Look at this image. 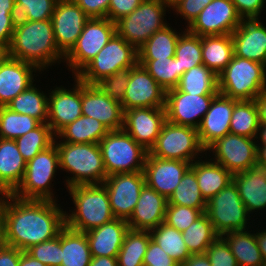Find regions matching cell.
<instances>
[{"mask_svg":"<svg viewBox=\"0 0 266 266\" xmlns=\"http://www.w3.org/2000/svg\"><path fill=\"white\" fill-rule=\"evenodd\" d=\"M59 201L1 199L5 245L26 251L58 236L65 226V211Z\"/></svg>","mask_w":266,"mask_h":266,"instance_id":"obj_1","label":"cell"},{"mask_svg":"<svg viewBox=\"0 0 266 266\" xmlns=\"http://www.w3.org/2000/svg\"><path fill=\"white\" fill-rule=\"evenodd\" d=\"M9 55L45 71L64 61L54 38L51 20H17L9 45Z\"/></svg>","mask_w":266,"mask_h":266,"instance_id":"obj_2","label":"cell"},{"mask_svg":"<svg viewBox=\"0 0 266 266\" xmlns=\"http://www.w3.org/2000/svg\"><path fill=\"white\" fill-rule=\"evenodd\" d=\"M54 143L59 153L60 170L66 171L71 176L65 179L67 188L103 184L107 174L99 144L66 143L60 142L56 137Z\"/></svg>","mask_w":266,"mask_h":266,"instance_id":"obj_3","label":"cell"},{"mask_svg":"<svg viewBox=\"0 0 266 266\" xmlns=\"http://www.w3.org/2000/svg\"><path fill=\"white\" fill-rule=\"evenodd\" d=\"M66 189L75 206L70 213L65 212L67 227L86 233L115 218L104 184L77 185Z\"/></svg>","mask_w":266,"mask_h":266,"instance_id":"obj_4","label":"cell"},{"mask_svg":"<svg viewBox=\"0 0 266 266\" xmlns=\"http://www.w3.org/2000/svg\"><path fill=\"white\" fill-rule=\"evenodd\" d=\"M219 93L237 100H255L266 90V66L233 55L218 75Z\"/></svg>","mask_w":266,"mask_h":266,"instance_id":"obj_5","label":"cell"},{"mask_svg":"<svg viewBox=\"0 0 266 266\" xmlns=\"http://www.w3.org/2000/svg\"><path fill=\"white\" fill-rule=\"evenodd\" d=\"M57 169H60L59 153L53 143L27 162L23 180L13 195L21 199L57 201L52 189Z\"/></svg>","mask_w":266,"mask_h":266,"instance_id":"obj_6","label":"cell"},{"mask_svg":"<svg viewBox=\"0 0 266 266\" xmlns=\"http://www.w3.org/2000/svg\"><path fill=\"white\" fill-rule=\"evenodd\" d=\"M137 64L138 50L115 33L76 77L85 84L95 85L103 78L130 69Z\"/></svg>","mask_w":266,"mask_h":266,"instance_id":"obj_7","label":"cell"},{"mask_svg":"<svg viewBox=\"0 0 266 266\" xmlns=\"http://www.w3.org/2000/svg\"><path fill=\"white\" fill-rule=\"evenodd\" d=\"M98 144L107 176L143 171L149 151L124 129L109 131Z\"/></svg>","mask_w":266,"mask_h":266,"instance_id":"obj_8","label":"cell"},{"mask_svg":"<svg viewBox=\"0 0 266 266\" xmlns=\"http://www.w3.org/2000/svg\"><path fill=\"white\" fill-rule=\"evenodd\" d=\"M169 8L166 0H144L115 22L116 33L138 50L155 32L168 25L164 17Z\"/></svg>","mask_w":266,"mask_h":266,"instance_id":"obj_9","label":"cell"},{"mask_svg":"<svg viewBox=\"0 0 266 266\" xmlns=\"http://www.w3.org/2000/svg\"><path fill=\"white\" fill-rule=\"evenodd\" d=\"M149 153L162 159L190 163L203 158L206 154L205 149L200 144L196 128L176 125L167 120L163 123L157 141Z\"/></svg>","mask_w":266,"mask_h":266,"instance_id":"obj_10","label":"cell"},{"mask_svg":"<svg viewBox=\"0 0 266 266\" xmlns=\"http://www.w3.org/2000/svg\"><path fill=\"white\" fill-rule=\"evenodd\" d=\"M205 214L219 236L251 228V216L233 182L207 201Z\"/></svg>","mask_w":266,"mask_h":266,"instance_id":"obj_11","label":"cell"},{"mask_svg":"<svg viewBox=\"0 0 266 266\" xmlns=\"http://www.w3.org/2000/svg\"><path fill=\"white\" fill-rule=\"evenodd\" d=\"M116 33L108 18H90L72 49L64 56L65 66L76 76Z\"/></svg>","mask_w":266,"mask_h":266,"instance_id":"obj_12","label":"cell"},{"mask_svg":"<svg viewBox=\"0 0 266 266\" xmlns=\"http://www.w3.org/2000/svg\"><path fill=\"white\" fill-rule=\"evenodd\" d=\"M212 161L221 164L232 174L257 165L256 139L229 133L212 143L206 150ZM214 157V158H213Z\"/></svg>","mask_w":266,"mask_h":266,"instance_id":"obj_13","label":"cell"},{"mask_svg":"<svg viewBox=\"0 0 266 266\" xmlns=\"http://www.w3.org/2000/svg\"><path fill=\"white\" fill-rule=\"evenodd\" d=\"M103 184L107 189L114 217L128 220L146 184L143 171L113 174L107 176Z\"/></svg>","mask_w":266,"mask_h":266,"instance_id":"obj_14","label":"cell"},{"mask_svg":"<svg viewBox=\"0 0 266 266\" xmlns=\"http://www.w3.org/2000/svg\"><path fill=\"white\" fill-rule=\"evenodd\" d=\"M242 20L232 0H213L186 29L198 36L231 35Z\"/></svg>","mask_w":266,"mask_h":266,"instance_id":"obj_15","label":"cell"},{"mask_svg":"<svg viewBox=\"0 0 266 266\" xmlns=\"http://www.w3.org/2000/svg\"><path fill=\"white\" fill-rule=\"evenodd\" d=\"M215 96L188 94L177 88L168 90L165 98L166 120L197 129Z\"/></svg>","mask_w":266,"mask_h":266,"instance_id":"obj_16","label":"cell"},{"mask_svg":"<svg viewBox=\"0 0 266 266\" xmlns=\"http://www.w3.org/2000/svg\"><path fill=\"white\" fill-rule=\"evenodd\" d=\"M90 18L73 0H57L51 21L59 51L65 56Z\"/></svg>","mask_w":266,"mask_h":266,"instance_id":"obj_17","label":"cell"},{"mask_svg":"<svg viewBox=\"0 0 266 266\" xmlns=\"http://www.w3.org/2000/svg\"><path fill=\"white\" fill-rule=\"evenodd\" d=\"M165 98L166 91L143 66L137 64L130 68L129 83L121 102L123 111L141 107L162 108Z\"/></svg>","mask_w":266,"mask_h":266,"instance_id":"obj_18","label":"cell"},{"mask_svg":"<svg viewBox=\"0 0 266 266\" xmlns=\"http://www.w3.org/2000/svg\"><path fill=\"white\" fill-rule=\"evenodd\" d=\"M74 77L73 88L58 86L48 90L47 124L56 135L62 128L82 116L81 80ZM52 90V91H51Z\"/></svg>","mask_w":266,"mask_h":266,"instance_id":"obj_19","label":"cell"},{"mask_svg":"<svg viewBox=\"0 0 266 266\" xmlns=\"http://www.w3.org/2000/svg\"><path fill=\"white\" fill-rule=\"evenodd\" d=\"M191 164L186 161L154 157L148 152L143 167L145 183L169 199L182 177L191 168Z\"/></svg>","mask_w":266,"mask_h":266,"instance_id":"obj_20","label":"cell"},{"mask_svg":"<svg viewBox=\"0 0 266 266\" xmlns=\"http://www.w3.org/2000/svg\"><path fill=\"white\" fill-rule=\"evenodd\" d=\"M166 110L162 108H131L124 111L123 129L147 151L155 145L163 123Z\"/></svg>","mask_w":266,"mask_h":266,"instance_id":"obj_21","label":"cell"},{"mask_svg":"<svg viewBox=\"0 0 266 266\" xmlns=\"http://www.w3.org/2000/svg\"><path fill=\"white\" fill-rule=\"evenodd\" d=\"M82 115L97 119L110 131L124 126V111L120 102L109 98L96 85L81 81Z\"/></svg>","mask_w":266,"mask_h":266,"instance_id":"obj_22","label":"cell"},{"mask_svg":"<svg viewBox=\"0 0 266 266\" xmlns=\"http://www.w3.org/2000/svg\"><path fill=\"white\" fill-rule=\"evenodd\" d=\"M237 99L218 93L197 128L200 144L206 150L219 138L230 133L231 115Z\"/></svg>","mask_w":266,"mask_h":266,"instance_id":"obj_23","label":"cell"},{"mask_svg":"<svg viewBox=\"0 0 266 266\" xmlns=\"http://www.w3.org/2000/svg\"><path fill=\"white\" fill-rule=\"evenodd\" d=\"M234 55L266 66V26L260 19H243L231 34Z\"/></svg>","mask_w":266,"mask_h":266,"instance_id":"obj_24","label":"cell"},{"mask_svg":"<svg viewBox=\"0 0 266 266\" xmlns=\"http://www.w3.org/2000/svg\"><path fill=\"white\" fill-rule=\"evenodd\" d=\"M36 72L42 74L33 64L12 57L0 64V107L7 106L18 94L34 84Z\"/></svg>","mask_w":266,"mask_h":266,"instance_id":"obj_25","label":"cell"},{"mask_svg":"<svg viewBox=\"0 0 266 266\" xmlns=\"http://www.w3.org/2000/svg\"><path fill=\"white\" fill-rule=\"evenodd\" d=\"M168 199L147 184L141 190L135 209L127 220L131 230L150 231L165 221Z\"/></svg>","mask_w":266,"mask_h":266,"instance_id":"obj_26","label":"cell"},{"mask_svg":"<svg viewBox=\"0 0 266 266\" xmlns=\"http://www.w3.org/2000/svg\"><path fill=\"white\" fill-rule=\"evenodd\" d=\"M127 220L114 218L112 221L86 232L92 257H117L129 230Z\"/></svg>","mask_w":266,"mask_h":266,"instance_id":"obj_27","label":"cell"},{"mask_svg":"<svg viewBox=\"0 0 266 266\" xmlns=\"http://www.w3.org/2000/svg\"><path fill=\"white\" fill-rule=\"evenodd\" d=\"M235 184L248 213L266 209V168L255 165L233 174Z\"/></svg>","mask_w":266,"mask_h":266,"instance_id":"obj_28","label":"cell"},{"mask_svg":"<svg viewBox=\"0 0 266 266\" xmlns=\"http://www.w3.org/2000/svg\"><path fill=\"white\" fill-rule=\"evenodd\" d=\"M205 156V160H195L190 169L196 175L202 196L208 201L232 183L233 174L221 164L207 158V154Z\"/></svg>","mask_w":266,"mask_h":266,"instance_id":"obj_29","label":"cell"},{"mask_svg":"<svg viewBox=\"0 0 266 266\" xmlns=\"http://www.w3.org/2000/svg\"><path fill=\"white\" fill-rule=\"evenodd\" d=\"M202 62L217 76L231 62L234 44L231 35L201 36Z\"/></svg>","mask_w":266,"mask_h":266,"instance_id":"obj_30","label":"cell"},{"mask_svg":"<svg viewBox=\"0 0 266 266\" xmlns=\"http://www.w3.org/2000/svg\"><path fill=\"white\" fill-rule=\"evenodd\" d=\"M228 244L238 266H263L265 263L260 252L255 232L239 230L221 236Z\"/></svg>","mask_w":266,"mask_h":266,"instance_id":"obj_31","label":"cell"},{"mask_svg":"<svg viewBox=\"0 0 266 266\" xmlns=\"http://www.w3.org/2000/svg\"><path fill=\"white\" fill-rule=\"evenodd\" d=\"M109 131L110 130L97 119L82 115L74 122L62 128L56 134V138L61 139L60 142L66 143L98 144Z\"/></svg>","mask_w":266,"mask_h":266,"instance_id":"obj_32","label":"cell"},{"mask_svg":"<svg viewBox=\"0 0 266 266\" xmlns=\"http://www.w3.org/2000/svg\"><path fill=\"white\" fill-rule=\"evenodd\" d=\"M91 258L86 234L65 225L61 229V266H89Z\"/></svg>","mask_w":266,"mask_h":266,"instance_id":"obj_33","label":"cell"},{"mask_svg":"<svg viewBox=\"0 0 266 266\" xmlns=\"http://www.w3.org/2000/svg\"><path fill=\"white\" fill-rule=\"evenodd\" d=\"M26 164L15 140L0 138V177L13 191L23 180Z\"/></svg>","mask_w":266,"mask_h":266,"instance_id":"obj_34","label":"cell"},{"mask_svg":"<svg viewBox=\"0 0 266 266\" xmlns=\"http://www.w3.org/2000/svg\"><path fill=\"white\" fill-rule=\"evenodd\" d=\"M165 26L155 32L139 49L138 60H157L175 57L177 41L184 32Z\"/></svg>","mask_w":266,"mask_h":266,"instance_id":"obj_35","label":"cell"},{"mask_svg":"<svg viewBox=\"0 0 266 266\" xmlns=\"http://www.w3.org/2000/svg\"><path fill=\"white\" fill-rule=\"evenodd\" d=\"M176 88L188 94L217 95L218 76L205 65H197L182 74Z\"/></svg>","mask_w":266,"mask_h":266,"instance_id":"obj_36","label":"cell"},{"mask_svg":"<svg viewBox=\"0 0 266 266\" xmlns=\"http://www.w3.org/2000/svg\"><path fill=\"white\" fill-rule=\"evenodd\" d=\"M35 86L36 83L18 94L7 107L19 114H27L28 116L34 117L41 123H47L48 95Z\"/></svg>","mask_w":266,"mask_h":266,"instance_id":"obj_37","label":"cell"},{"mask_svg":"<svg viewBox=\"0 0 266 266\" xmlns=\"http://www.w3.org/2000/svg\"><path fill=\"white\" fill-rule=\"evenodd\" d=\"M259 116L255 100H237L230 122V133L256 139Z\"/></svg>","mask_w":266,"mask_h":266,"instance_id":"obj_38","label":"cell"},{"mask_svg":"<svg viewBox=\"0 0 266 266\" xmlns=\"http://www.w3.org/2000/svg\"><path fill=\"white\" fill-rule=\"evenodd\" d=\"M149 232L151 239L180 265L191 256L183 240L182 232L176 228L163 222Z\"/></svg>","mask_w":266,"mask_h":266,"instance_id":"obj_39","label":"cell"},{"mask_svg":"<svg viewBox=\"0 0 266 266\" xmlns=\"http://www.w3.org/2000/svg\"><path fill=\"white\" fill-rule=\"evenodd\" d=\"M150 239L149 231L129 229L117 255L118 266H143Z\"/></svg>","mask_w":266,"mask_h":266,"instance_id":"obj_40","label":"cell"},{"mask_svg":"<svg viewBox=\"0 0 266 266\" xmlns=\"http://www.w3.org/2000/svg\"><path fill=\"white\" fill-rule=\"evenodd\" d=\"M182 236L191 255L205 254L208 246L219 237L205 213L182 232Z\"/></svg>","mask_w":266,"mask_h":266,"instance_id":"obj_41","label":"cell"},{"mask_svg":"<svg viewBox=\"0 0 266 266\" xmlns=\"http://www.w3.org/2000/svg\"><path fill=\"white\" fill-rule=\"evenodd\" d=\"M168 204L187 206L206 211L207 201L201 194L195 173L189 169L168 199Z\"/></svg>","mask_w":266,"mask_h":266,"instance_id":"obj_42","label":"cell"},{"mask_svg":"<svg viewBox=\"0 0 266 266\" xmlns=\"http://www.w3.org/2000/svg\"><path fill=\"white\" fill-rule=\"evenodd\" d=\"M138 64L143 66L165 91L177 87L181 78V69L178 65V59L175 57L157 60H138Z\"/></svg>","mask_w":266,"mask_h":266,"instance_id":"obj_43","label":"cell"},{"mask_svg":"<svg viewBox=\"0 0 266 266\" xmlns=\"http://www.w3.org/2000/svg\"><path fill=\"white\" fill-rule=\"evenodd\" d=\"M41 122L27 114H19L7 106L0 107V138L15 140L37 128Z\"/></svg>","mask_w":266,"mask_h":266,"instance_id":"obj_44","label":"cell"},{"mask_svg":"<svg viewBox=\"0 0 266 266\" xmlns=\"http://www.w3.org/2000/svg\"><path fill=\"white\" fill-rule=\"evenodd\" d=\"M56 135L47 123H41L37 128L15 139L19 152L28 162L42 150L54 143Z\"/></svg>","mask_w":266,"mask_h":266,"instance_id":"obj_45","label":"cell"},{"mask_svg":"<svg viewBox=\"0 0 266 266\" xmlns=\"http://www.w3.org/2000/svg\"><path fill=\"white\" fill-rule=\"evenodd\" d=\"M175 58L178 59L181 77L194 66L203 64L201 36L194 35L185 28L177 41Z\"/></svg>","mask_w":266,"mask_h":266,"instance_id":"obj_46","label":"cell"},{"mask_svg":"<svg viewBox=\"0 0 266 266\" xmlns=\"http://www.w3.org/2000/svg\"><path fill=\"white\" fill-rule=\"evenodd\" d=\"M17 20H51L57 0H15Z\"/></svg>","mask_w":266,"mask_h":266,"instance_id":"obj_47","label":"cell"},{"mask_svg":"<svg viewBox=\"0 0 266 266\" xmlns=\"http://www.w3.org/2000/svg\"><path fill=\"white\" fill-rule=\"evenodd\" d=\"M33 258L47 266H61V231L55 238L41 242L26 250Z\"/></svg>","mask_w":266,"mask_h":266,"instance_id":"obj_48","label":"cell"},{"mask_svg":"<svg viewBox=\"0 0 266 266\" xmlns=\"http://www.w3.org/2000/svg\"><path fill=\"white\" fill-rule=\"evenodd\" d=\"M204 213L196 208L168 204L165 213V223L184 232L193 222Z\"/></svg>","mask_w":266,"mask_h":266,"instance_id":"obj_49","label":"cell"},{"mask_svg":"<svg viewBox=\"0 0 266 266\" xmlns=\"http://www.w3.org/2000/svg\"><path fill=\"white\" fill-rule=\"evenodd\" d=\"M129 79L130 69H127L107 76L95 85L109 98L121 103L124 99Z\"/></svg>","mask_w":266,"mask_h":266,"instance_id":"obj_50","label":"cell"},{"mask_svg":"<svg viewBox=\"0 0 266 266\" xmlns=\"http://www.w3.org/2000/svg\"><path fill=\"white\" fill-rule=\"evenodd\" d=\"M205 254L211 266H238L227 242L221 236L208 246Z\"/></svg>","mask_w":266,"mask_h":266,"instance_id":"obj_51","label":"cell"},{"mask_svg":"<svg viewBox=\"0 0 266 266\" xmlns=\"http://www.w3.org/2000/svg\"><path fill=\"white\" fill-rule=\"evenodd\" d=\"M213 0H178L170 9L185 19L188 28L199 13Z\"/></svg>","mask_w":266,"mask_h":266,"instance_id":"obj_52","label":"cell"},{"mask_svg":"<svg viewBox=\"0 0 266 266\" xmlns=\"http://www.w3.org/2000/svg\"><path fill=\"white\" fill-rule=\"evenodd\" d=\"M143 266H180L152 239L149 241L147 251L144 255Z\"/></svg>","mask_w":266,"mask_h":266,"instance_id":"obj_53","label":"cell"},{"mask_svg":"<svg viewBox=\"0 0 266 266\" xmlns=\"http://www.w3.org/2000/svg\"><path fill=\"white\" fill-rule=\"evenodd\" d=\"M266 0H232L242 19H260Z\"/></svg>","mask_w":266,"mask_h":266,"instance_id":"obj_54","label":"cell"},{"mask_svg":"<svg viewBox=\"0 0 266 266\" xmlns=\"http://www.w3.org/2000/svg\"><path fill=\"white\" fill-rule=\"evenodd\" d=\"M144 0H110L108 19L116 22L134 11Z\"/></svg>","mask_w":266,"mask_h":266,"instance_id":"obj_55","label":"cell"},{"mask_svg":"<svg viewBox=\"0 0 266 266\" xmlns=\"http://www.w3.org/2000/svg\"><path fill=\"white\" fill-rule=\"evenodd\" d=\"M89 18H108L110 0H73Z\"/></svg>","mask_w":266,"mask_h":266,"instance_id":"obj_56","label":"cell"},{"mask_svg":"<svg viewBox=\"0 0 266 266\" xmlns=\"http://www.w3.org/2000/svg\"><path fill=\"white\" fill-rule=\"evenodd\" d=\"M16 21L13 14H0V41L10 45Z\"/></svg>","mask_w":266,"mask_h":266,"instance_id":"obj_57","label":"cell"},{"mask_svg":"<svg viewBox=\"0 0 266 266\" xmlns=\"http://www.w3.org/2000/svg\"><path fill=\"white\" fill-rule=\"evenodd\" d=\"M22 250L4 245L0 248V266H19Z\"/></svg>","mask_w":266,"mask_h":266,"instance_id":"obj_58","label":"cell"},{"mask_svg":"<svg viewBox=\"0 0 266 266\" xmlns=\"http://www.w3.org/2000/svg\"><path fill=\"white\" fill-rule=\"evenodd\" d=\"M258 109L259 124L266 125V90L255 98Z\"/></svg>","mask_w":266,"mask_h":266,"instance_id":"obj_59","label":"cell"},{"mask_svg":"<svg viewBox=\"0 0 266 266\" xmlns=\"http://www.w3.org/2000/svg\"><path fill=\"white\" fill-rule=\"evenodd\" d=\"M180 266H211V264L206 254H196L191 255Z\"/></svg>","mask_w":266,"mask_h":266,"instance_id":"obj_60","label":"cell"},{"mask_svg":"<svg viewBox=\"0 0 266 266\" xmlns=\"http://www.w3.org/2000/svg\"><path fill=\"white\" fill-rule=\"evenodd\" d=\"M89 266H118L117 257H92Z\"/></svg>","mask_w":266,"mask_h":266,"instance_id":"obj_61","label":"cell"},{"mask_svg":"<svg viewBox=\"0 0 266 266\" xmlns=\"http://www.w3.org/2000/svg\"><path fill=\"white\" fill-rule=\"evenodd\" d=\"M255 237L262 254L264 262H266V229L259 230L258 232L255 230Z\"/></svg>","mask_w":266,"mask_h":266,"instance_id":"obj_62","label":"cell"},{"mask_svg":"<svg viewBox=\"0 0 266 266\" xmlns=\"http://www.w3.org/2000/svg\"><path fill=\"white\" fill-rule=\"evenodd\" d=\"M0 14H13L16 17V1L0 0Z\"/></svg>","mask_w":266,"mask_h":266,"instance_id":"obj_63","label":"cell"},{"mask_svg":"<svg viewBox=\"0 0 266 266\" xmlns=\"http://www.w3.org/2000/svg\"><path fill=\"white\" fill-rule=\"evenodd\" d=\"M19 266H47V265L42 264L40 261L30 256L26 251H22L20 255Z\"/></svg>","mask_w":266,"mask_h":266,"instance_id":"obj_64","label":"cell"},{"mask_svg":"<svg viewBox=\"0 0 266 266\" xmlns=\"http://www.w3.org/2000/svg\"><path fill=\"white\" fill-rule=\"evenodd\" d=\"M256 140L257 147H266V125L259 126Z\"/></svg>","mask_w":266,"mask_h":266,"instance_id":"obj_65","label":"cell"},{"mask_svg":"<svg viewBox=\"0 0 266 266\" xmlns=\"http://www.w3.org/2000/svg\"><path fill=\"white\" fill-rule=\"evenodd\" d=\"M257 165L266 168V147H257Z\"/></svg>","mask_w":266,"mask_h":266,"instance_id":"obj_66","label":"cell"},{"mask_svg":"<svg viewBox=\"0 0 266 266\" xmlns=\"http://www.w3.org/2000/svg\"><path fill=\"white\" fill-rule=\"evenodd\" d=\"M13 195V190L0 177V200Z\"/></svg>","mask_w":266,"mask_h":266,"instance_id":"obj_67","label":"cell"},{"mask_svg":"<svg viewBox=\"0 0 266 266\" xmlns=\"http://www.w3.org/2000/svg\"><path fill=\"white\" fill-rule=\"evenodd\" d=\"M9 55V45L3 41H0V64H2Z\"/></svg>","mask_w":266,"mask_h":266,"instance_id":"obj_68","label":"cell"},{"mask_svg":"<svg viewBox=\"0 0 266 266\" xmlns=\"http://www.w3.org/2000/svg\"><path fill=\"white\" fill-rule=\"evenodd\" d=\"M5 245L4 240V223H3V216L1 210V200H0V248Z\"/></svg>","mask_w":266,"mask_h":266,"instance_id":"obj_69","label":"cell"},{"mask_svg":"<svg viewBox=\"0 0 266 266\" xmlns=\"http://www.w3.org/2000/svg\"><path fill=\"white\" fill-rule=\"evenodd\" d=\"M166 1L172 7L178 0H166Z\"/></svg>","mask_w":266,"mask_h":266,"instance_id":"obj_70","label":"cell"}]
</instances>
